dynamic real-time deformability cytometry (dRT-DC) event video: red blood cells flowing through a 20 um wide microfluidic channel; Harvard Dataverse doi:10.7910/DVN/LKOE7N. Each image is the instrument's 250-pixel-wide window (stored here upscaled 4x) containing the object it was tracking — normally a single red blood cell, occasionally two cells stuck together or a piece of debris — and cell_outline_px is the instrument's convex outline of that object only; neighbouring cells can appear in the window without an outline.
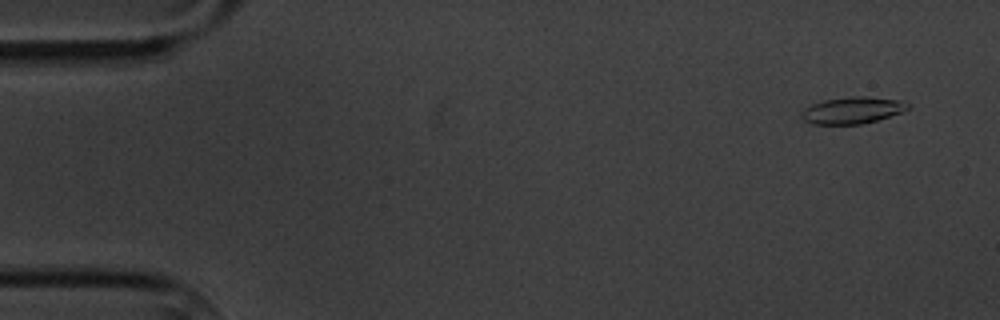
{"species": "common noctule bat (a hibernating species)", "species_latin": "Nyctalus noctula", "temperature_condition": "cold", "stored_images_in_passage": 4, "camera_frame_rate_fps": 3000, "um_per_image_px": 0.085, "animal": {"sex": "male", "body_mass_g": 20.1, "forearm_length_mm": 53.5}, "frame": {"image": 1, "passage_image": 1, "time_ms": 0.0, "image_size_px": [1000, 320], "cell_outline_px": [[912, 108], [876, 120], [860, 124], [812, 124], [804, 120], [800, 116], [804, 108], [812, 104], [824, 100], [852, 96], [864, 96], [900, 100], [908, 104]], "centroid_in_image_um": [72.43, 9.37], "position_along_channel_um": 12.6, "area_um2": 16.42}}